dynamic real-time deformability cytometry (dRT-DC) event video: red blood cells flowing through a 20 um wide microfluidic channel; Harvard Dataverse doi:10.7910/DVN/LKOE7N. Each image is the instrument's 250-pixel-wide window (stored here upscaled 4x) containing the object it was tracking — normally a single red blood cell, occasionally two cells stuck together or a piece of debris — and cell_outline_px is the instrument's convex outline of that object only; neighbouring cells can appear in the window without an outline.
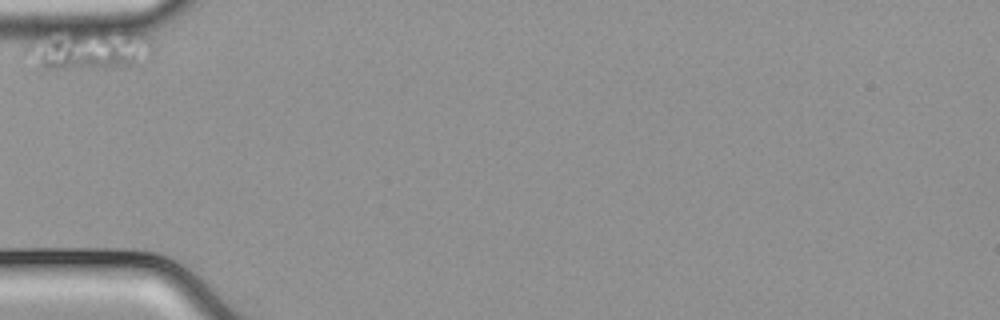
{"species": "common noctule bat (a hibernating species)", "species_latin": "Nyctalus noctula", "temperature_condition": "cold", "stored_images_in_passage": 18, "camera_frame_rate_fps": 3000, "um_per_image_px": 0.085, "animal": {"sex": "male", "body_mass_g": 21.5, "forearm_length_mm": 52.0}, "frame": {"image": 1, "passage_image": 1, "time_ms": 0.0, "image_size_px": [1000, 320], "cell_outline_px": [[148, 40], [144, 68], [36, 72], [24, 52], [24, 48], [32, 40], [48, 28], [124, 28], [148, 36]], "centroid_in_image_um": [7.4, 4.22], "position_along_channel_um": 77.6, "area_um2": 34.16}}
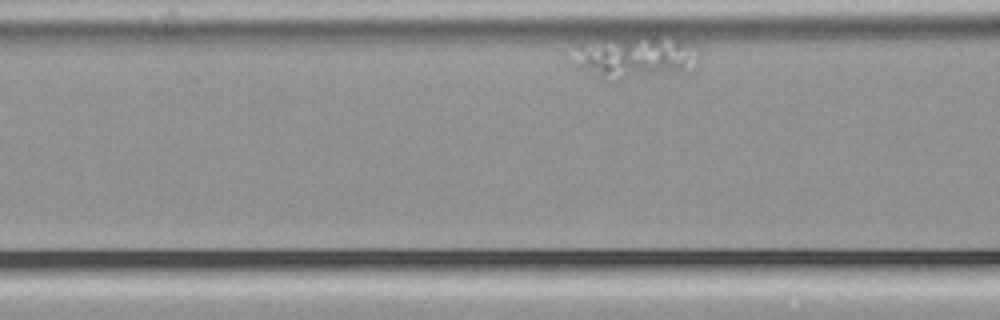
{"frame": {"image": 2, "passage_image": 6, "time_ms": 1.667, "image_size_px": [1000, 320], "cell_outline_px": [[700, 56], [696, 72], [620, 80], [600, 76], [580, 64], [588, 56], [616, 36], [656, 28], [676, 36], [700, 52]], "centroid_in_image_um": [54.67, 4.78], "position_along_channel_um": 111.9, "area_um2": 30.69}}